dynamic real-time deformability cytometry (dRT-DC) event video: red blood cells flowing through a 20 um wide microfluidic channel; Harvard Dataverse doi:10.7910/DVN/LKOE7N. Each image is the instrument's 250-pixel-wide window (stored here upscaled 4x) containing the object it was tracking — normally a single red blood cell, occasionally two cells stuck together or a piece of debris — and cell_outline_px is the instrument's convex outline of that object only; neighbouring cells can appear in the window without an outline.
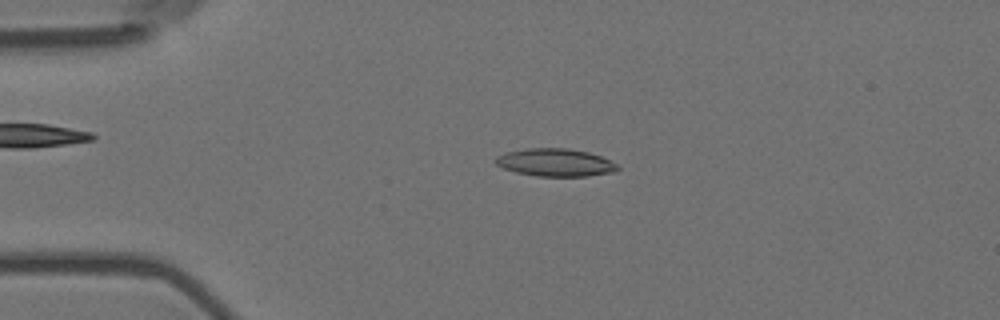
{"species": "Egyptian fruit bat (a non-hibernating species)", "species_latin": "Rousettus aegyptiacus", "temperature_condition": "room temperature", "stored_images_in_passage": 4, "camera_frame_rate_fps": 3000, "um_per_image_px": 0.085, "animal": {"sex": "female"}, "frame": {"image": 1, "passage_image": 3, "time_ms": 0.667, "image_size_px": [1000, 320], "cell_outline_px": [[620, 168], [616, 172], [588, 176], [536, 176], [516, 172], [504, 168], [496, 164], [492, 160], [496, 156], [504, 152], [528, 148], [568, 148], [588, 152], [600, 156], [616, 164]], "centroid_in_image_um": [47.17, 13.81], "position_along_channel_um": 37.8, "area_um2": 19.83}}